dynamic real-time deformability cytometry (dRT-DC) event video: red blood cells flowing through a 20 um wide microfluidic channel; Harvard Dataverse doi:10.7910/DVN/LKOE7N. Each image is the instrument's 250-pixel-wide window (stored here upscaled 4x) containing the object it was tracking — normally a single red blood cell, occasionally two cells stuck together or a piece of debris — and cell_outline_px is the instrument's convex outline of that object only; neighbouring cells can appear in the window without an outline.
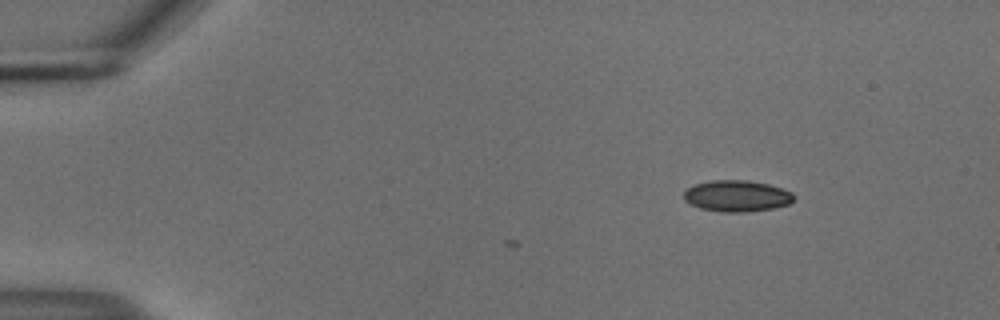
{"species": "common noctule bat (a hibernating species)", "species_latin": "Nyctalus noctula", "temperature_condition": "cold", "stored_images_in_passage": 2, "camera_frame_rate_fps": 3000, "um_per_image_px": 0.085, "animal": {"sex": "male", "body_mass_g": 18.8}, "frame": {"image": 1, "passage_image": 2, "time_ms": 0.333, "image_size_px": [1000, 320], "cell_outline_px": [[792, 200], [788, 204], [772, 208], [744, 212], [724, 212], [700, 208], [684, 200], [684, 192], [688, 188], [696, 184], [712, 180], [748, 180], [768, 184], [792, 192]], "centroid_in_image_um": [62.61, 16.65], "position_along_channel_um": 22.4, "area_um2": 19.77}}